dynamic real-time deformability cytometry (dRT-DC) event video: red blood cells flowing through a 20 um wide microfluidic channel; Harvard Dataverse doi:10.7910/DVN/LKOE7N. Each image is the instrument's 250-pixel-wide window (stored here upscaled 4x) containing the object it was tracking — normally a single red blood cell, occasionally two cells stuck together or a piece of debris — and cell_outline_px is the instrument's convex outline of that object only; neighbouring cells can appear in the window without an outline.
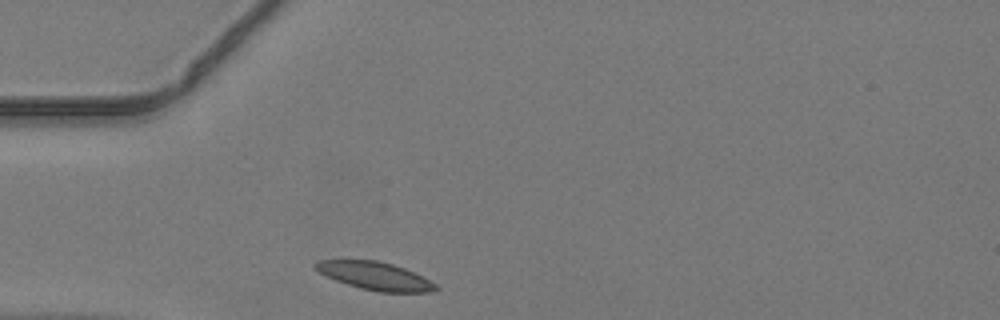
{"species": "common noctule bat (a hibernating species)", "species_latin": "Nyctalus noctula", "temperature_condition": "warm", "stored_images_in_passage": 35, "camera_frame_rate_fps": 3000, "um_per_image_px": 0.085, "animal": {"sex": "male", "body_mass_g": 19.2, "forearm_length_mm": 51.8}, "frame": {"image": 1, "passage_image": 1, "time_ms": 0.0, "image_size_px": [1000, 320], "cell_outline_px": [[440, 288], [428, 292], [380, 292], [360, 288], [336, 280], [312, 268], [312, 264], [320, 260], [376, 260], [392, 264], [404, 268], [424, 276], [436, 284]], "centroid_in_image_um": [31.89, 23.45], "position_along_channel_um": 53.1, "area_um2": 19.54}}
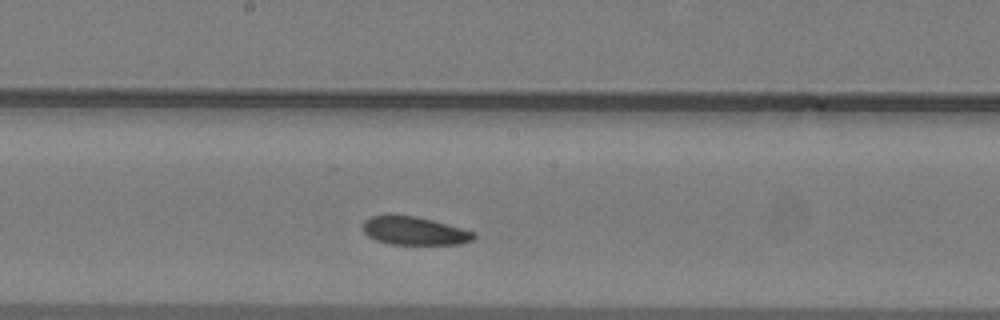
{"frame": {"image": 2, "passage_image": 13, "time_ms": 4.0, "image_size_px": [1000, 320], "cell_outline_px": [[476, 236], [472, 240], [460, 244], [388, 244], [376, 240], [368, 236], [364, 232], [364, 220], [372, 216], [416, 216], [432, 220], [476, 232]], "centroid_in_image_um": [35.25, 19.64], "position_along_channel_um": 213.0, "area_um2": 17.98}}
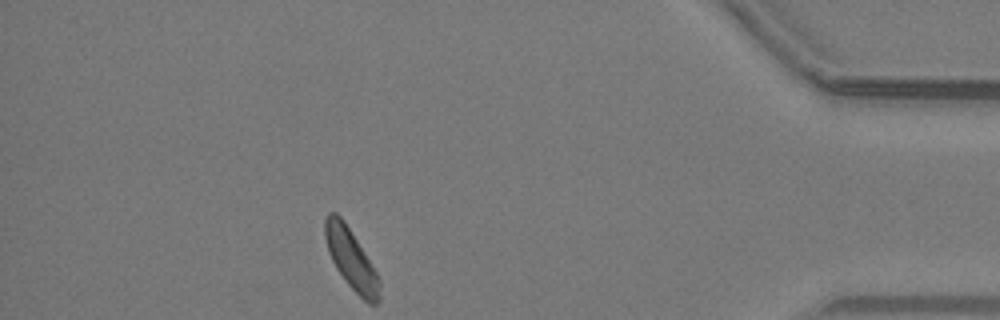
{"frame": {"image": 3, "passage_image": 30, "time_ms": 9.667, "image_size_px": [1000, 320], "cell_outline_px": [[380, 300], [376, 304], [368, 304], [344, 280], [336, 268], [328, 252], [324, 236], [324, 220], [328, 212], [336, 212], [344, 220], [364, 252], [376, 272], [380, 280]], "centroid_in_image_um": [29.83, 22.02], "position_along_channel_um": 405.4, "area_um2": 19.07}}